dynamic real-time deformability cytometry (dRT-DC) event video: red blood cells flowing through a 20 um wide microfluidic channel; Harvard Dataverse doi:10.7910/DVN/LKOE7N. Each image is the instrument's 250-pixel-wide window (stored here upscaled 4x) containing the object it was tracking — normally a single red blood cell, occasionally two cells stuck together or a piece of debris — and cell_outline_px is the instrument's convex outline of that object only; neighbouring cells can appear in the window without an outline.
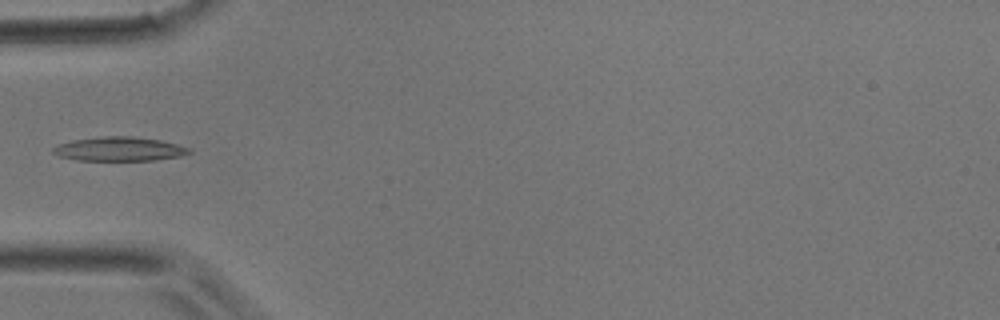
{"species": "common noctule bat (a hibernating species)", "species_latin": "Nyctalus noctula", "temperature_condition": "room temperature", "stored_images_in_passage": 3, "camera_frame_rate_fps": 3000, "um_per_image_px": 0.085, "animal": {"sex": "male", "body_mass_g": 17.9}, "frame": {"image": 1, "passage_image": 3, "time_ms": 0.667, "image_size_px": [1000, 320], "cell_outline_px": [[192, 152], [180, 156], [156, 160], [76, 160], [56, 156], [52, 152], [52, 148], [60, 144], [72, 140], [100, 136], [132, 136], [160, 140], [192, 148]], "centroid_in_image_um": [10.13, 12.66], "position_along_channel_um": 74.9, "area_um2": 19.19}}